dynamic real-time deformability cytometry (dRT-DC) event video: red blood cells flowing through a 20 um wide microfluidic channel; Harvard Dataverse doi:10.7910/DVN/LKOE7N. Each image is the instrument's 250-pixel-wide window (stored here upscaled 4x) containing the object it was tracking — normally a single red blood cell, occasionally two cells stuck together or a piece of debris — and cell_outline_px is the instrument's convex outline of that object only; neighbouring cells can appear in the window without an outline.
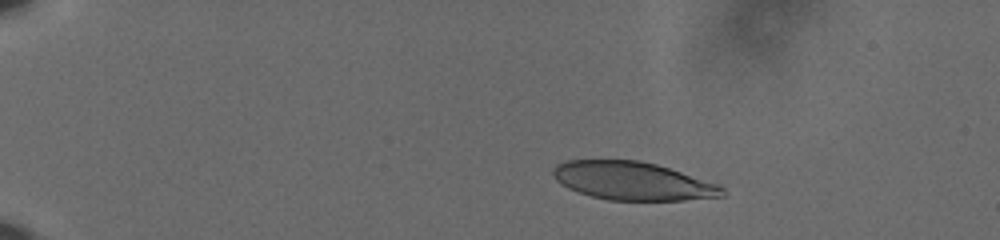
{"species": "human", "species_latin": "Homo sapiens", "temperature_condition": "cold", "stored_images_in_passage": 57, "camera_frame_rate_fps": 3000, "um_per_image_px": 0.085, "donor": {"sex": "male"}, "frame": {"image": 1, "passage_image": 10, "time_ms": 3.0, "image_size_px": [1000, 240], "cell_outline_px": [[724, 196], [684, 200], [608, 200], [592, 196], [568, 188], [560, 184], [556, 180], [552, 172], [552, 168], [556, 164], [568, 160], [640, 160], [656, 164], [720, 184], [724, 188]], "centroid_in_image_um": [53.78, 15.38], "position_along_channel_um": 31.2, "area_um2": 37.69}}
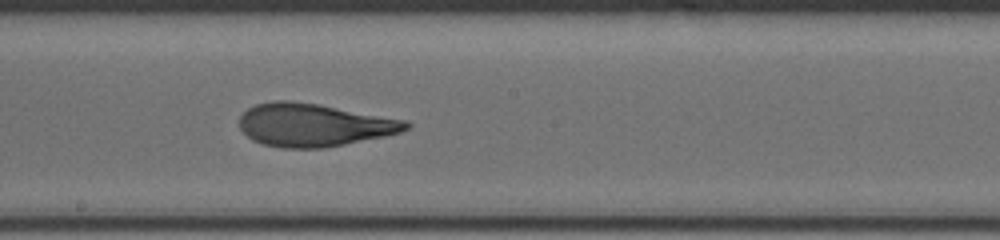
{"frame": {"image": 2, "passage_image": 34, "time_ms": 11.0, "image_size_px": [1000, 240], "cell_outline_px": [[412, 124], [408, 128], [400, 132], [384, 136], [324, 148], [280, 148], [260, 144], [252, 140], [240, 128], [240, 116], [248, 108], [256, 104], [272, 100], [288, 100], [316, 104], [408, 120]], "centroid_in_image_um": [26.65, 10.62], "position_along_channel_um": 221.5, "area_um2": 41.62}}
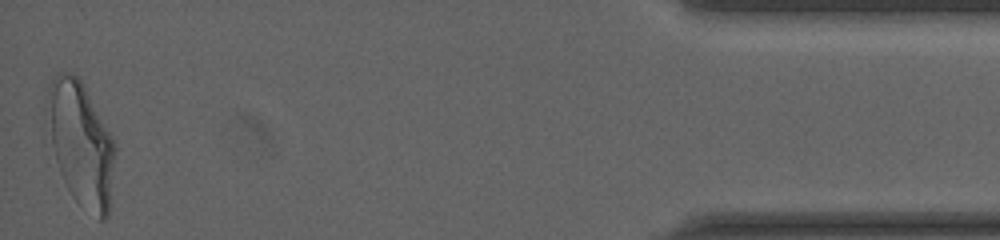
{"frame": {"image": 3, "passage_image": 57, "time_ms": 18.667, "image_size_px": [1000, 240], "cell_outline_px": [[116, 148], [108, 216], [104, 220], [100, 220], [80, 204], [72, 196], [60, 172], [56, 160], [44, 112], [44, 108], [48, 88], [52, 76], [56, 72], [72, 72], [80, 76], [112, 136]], "centroid_in_image_um": [6.85, 12.12], "position_along_channel_um": 428.3, "area_um2": 49.36}, "authors_computed_cell_mechanics": {"area_um2": 40.9224, "velocity_mm_per_s": 3.6142, "shape_relaxation_time_tau1_ms": 5.2686, "shape_relaxation_time_tau2_ms": 1.4235, "deformation_change_tau1": 0.2098, "deformation_change_tau2": 0.0929}}